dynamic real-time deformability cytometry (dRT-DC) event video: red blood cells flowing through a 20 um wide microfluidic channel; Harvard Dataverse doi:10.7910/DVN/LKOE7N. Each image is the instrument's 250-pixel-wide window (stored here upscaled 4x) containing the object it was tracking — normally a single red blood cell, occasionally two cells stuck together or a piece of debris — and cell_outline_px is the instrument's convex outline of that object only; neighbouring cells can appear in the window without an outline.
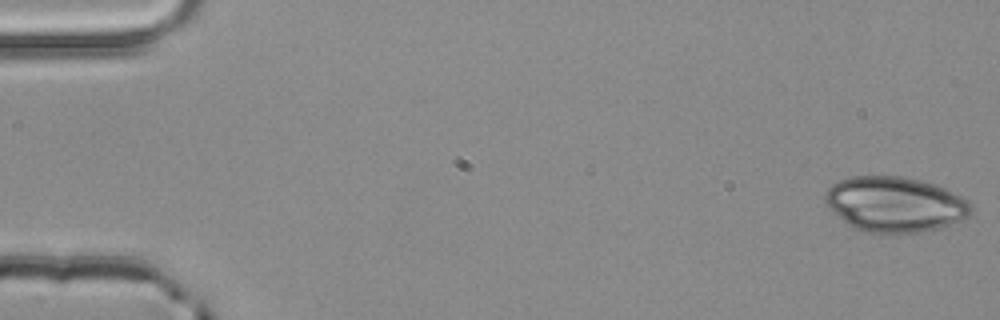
{"species": "common noctule bat (a hibernating species)", "species_latin": "Nyctalus noctula", "temperature_condition": "room temperature", "stored_images_in_passage": 4, "camera_frame_rate_fps": 3000, "um_per_image_px": 0.085, "animal": {"sex": "male", "body_mass_g": 20.4}, "frame": {"image": 1, "passage_image": 1, "time_ms": 0.0, "image_size_px": [1000, 320], "cell_outline_px": [[972, 212], [968, 216], [952, 224], [920, 232], [864, 232], [848, 224], [824, 200], [824, 192], [832, 184], [840, 180], [852, 176], [904, 176], [936, 184], [968, 200], [972, 204]], "centroid_in_image_um": [76.09, 17.34], "position_along_channel_um": 8.9, "area_um2": 46.53}}